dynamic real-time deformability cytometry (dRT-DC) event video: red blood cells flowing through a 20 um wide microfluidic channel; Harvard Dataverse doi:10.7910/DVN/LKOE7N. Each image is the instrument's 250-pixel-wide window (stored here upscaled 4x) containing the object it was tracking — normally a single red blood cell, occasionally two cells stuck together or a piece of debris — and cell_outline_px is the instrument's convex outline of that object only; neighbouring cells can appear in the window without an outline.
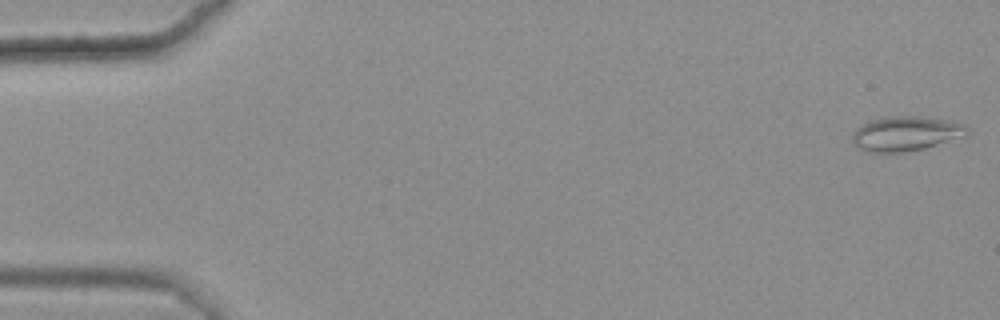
{"species": "common noctule bat (a hibernating species)", "species_latin": "Nyctalus noctula", "temperature_condition": "warm", "stored_images_in_passage": 49, "camera_frame_rate_fps": 3000, "um_per_image_px": 0.085, "animal": {"sex": "female", "body_mass_g": 25.1}, "frame": {"image": 1, "passage_image": 1, "time_ms": 0.0, "image_size_px": [1000, 320], "cell_outline_px": [[968, 136], [924, 148], [904, 152], [868, 152], [860, 148], [852, 140], [852, 132], [856, 128], [872, 120], [888, 116], [924, 116], [952, 120], [964, 124], [968, 128]], "centroid_in_image_um": [77.06, 11.34], "position_along_channel_um": 7.9, "area_um2": 23.35}}
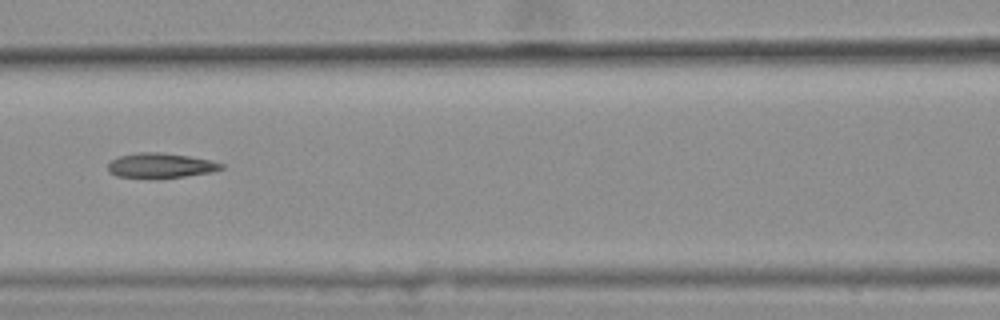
{"frame": {"image": 2, "passage_image": 25, "time_ms": 8.0, "image_size_px": [1000, 320], "cell_outline_px": [[224, 168], [212, 172], [184, 176], [148, 180], [116, 176], [108, 172], [108, 164], [112, 160], [120, 156], [136, 152], [160, 152], [188, 156], [208, 160], [224, 164]], "centroid_in_image_um": [13.6, 14.09], "position_along_channel_um": 153.0, "area_um2": 16.76}}
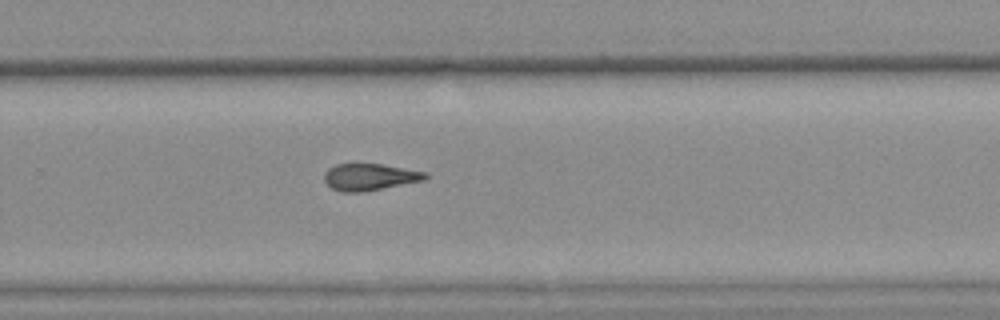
{"frame": {"image": 3, "passage_image": 37, "time_ms": 12.0, "image_size_px": [1000, 320], "cell_outline_px": [[428, 176], [424, 180], [360, 192], [344, 192], [332, 188], [324, 180], [324, 172], [328, 168], [336, 164], [384, 164], [428, 172]], "centroid_in_image_um": [31.43, 15.02], "position_along_channel_um": 298.4, "area_um2": 15.66}, "authors_computed_cell_mechanics": {"area_um2": 16.6464, "velocity_mm_per_s": 3.6505, "shape_relaxation_time_tau1_ms": null, "shape_relaxation_time_tau2_ms": 3.412, "deformation_change_tau1": null, "deformation_change_tau2": 0.1224}}